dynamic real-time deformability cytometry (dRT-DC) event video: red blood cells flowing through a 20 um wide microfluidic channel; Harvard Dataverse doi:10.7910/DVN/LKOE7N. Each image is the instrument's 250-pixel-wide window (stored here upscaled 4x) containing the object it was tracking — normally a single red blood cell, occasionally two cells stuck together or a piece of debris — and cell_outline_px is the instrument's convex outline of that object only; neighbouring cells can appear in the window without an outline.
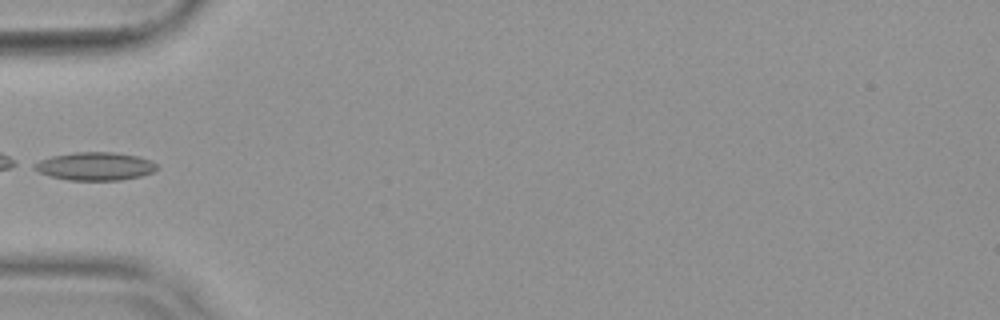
{"species": "common noctule bat (a hibernating species)", "species_latin": "Nyctalus noctula", "temperature_condition": "warm", "stored_images_in_passage": 33, "camera_frame_rate_fps": 3000, "um_per_image_px": 0.085, "animal": {"sex": "female", "body_mass_g": 19.9}, "frame": {"image": 1, "passage_image": 1, "time_ms": 0.0, "image_size_px": [1000, 320], "cell_outline_px": [[156, 168], [152, 172], [140, 176], [120, 180], [68, 180], [48, 176], [32, 168], [32, 164], [40, 160], [52, 156], [76, 152], [116, 152], [136, 156], [148, 160], [156, 164]], "centroid_in_image_um": [8.02, 14.13], "position_along_channel_um": 77.0, "area_um2": 19.94}}
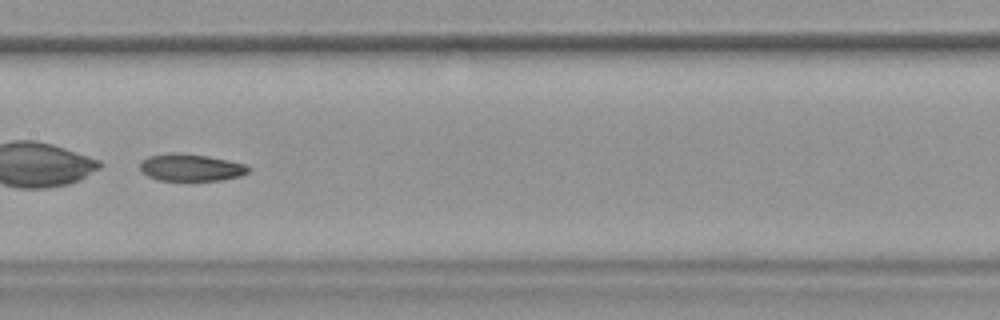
{"frame": {"image": 2, "passage_image": 10, "time_ms": 3.0, "image_size_px": [1000, 320], "cell_outline_px": [[252, 168], [248, 172], [240, 176], [220, 180], [160, 180], [148, 176], [140, 172], [140, 160], [148, 156], [172, 152], [208, 156], [228, 160], [244, 164]], "centroid_in_image_um": [16.19, 14.23], "position_along_channel_um": 191.2, "area_um2": 17.17}}